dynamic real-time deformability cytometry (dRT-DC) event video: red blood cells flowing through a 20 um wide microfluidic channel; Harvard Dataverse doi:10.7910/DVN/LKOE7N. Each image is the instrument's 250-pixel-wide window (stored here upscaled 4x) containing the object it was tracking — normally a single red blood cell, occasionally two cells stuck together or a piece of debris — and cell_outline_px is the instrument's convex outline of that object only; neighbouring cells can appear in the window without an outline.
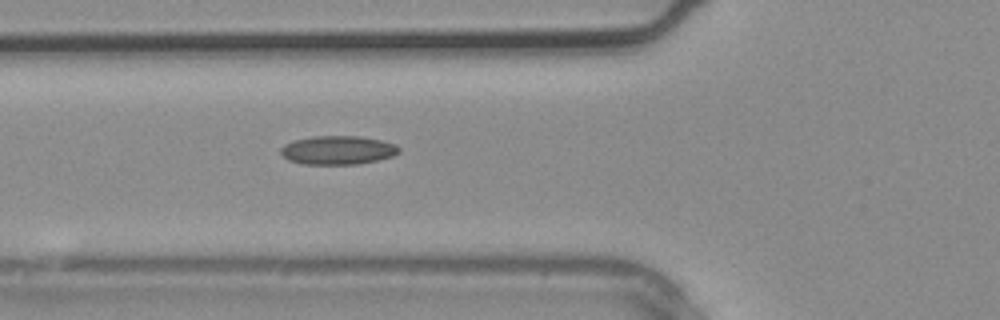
{"species": "common noctule bat (a hibernating species)", "species_latin": "Nyctalus noctula", "temperature_condition": "warm", "stored_images_in_passage": 3, "camera_frame_rate_fps": 3000, "um_per_image_px": 0.085, "animal": {"sex": "male", "body_mass_g": 20.4}, "frame": {"image": 1, "passage_image": 3, "time_ms": 0.667, "image_size_px": [1000, 320], "cell_outline_px": [[400, 152], [392, 156], [376, 160], [356, 164], [304, 164], [288, 160], [280, 152], [280, 148], [284, 144], [292, 140], [312, 136], [360, 136], [380, 140], [396, 144], [400, 148]], "centroid_in_image_um": [28.69, 12.75], "position_along_channel_um": 97.1, "area_um2": 19.83}}